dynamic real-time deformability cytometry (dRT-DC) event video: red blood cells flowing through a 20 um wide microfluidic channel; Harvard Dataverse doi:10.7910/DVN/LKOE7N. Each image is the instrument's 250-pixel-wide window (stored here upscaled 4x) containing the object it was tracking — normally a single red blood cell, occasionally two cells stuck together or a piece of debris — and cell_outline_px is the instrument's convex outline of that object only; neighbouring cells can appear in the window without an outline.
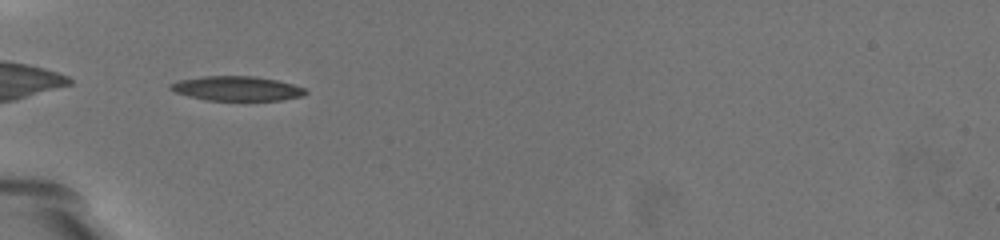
{"species": "common noctule bat (a hibernating species)", "species_latin": "Nyctalus noctula", "temperature_condition": "warm", "stored_images_in_passage": 42, "camera_frame_rate_fps": 3000, "um_per_image_px": 0.085, "animal": {"sex": "female", "body_mass_g": 19.5, "forearm_length_mm": 54.1}, "frame": {"image": 1, "passage_image": 1, "time_ms": 0.0, "image_size_px": [1000, 240], "cell_outline_px": [[308, 92], [300, 96], [280, 100], [208, 100], [188, 96], [176, 92], [168, 88], [168, 84], [180, 80], [204, 76], [252, 76], [276, 80], [292, 84], [304, 88]], "centroid_in_image_um": [20.09, 7.52], "position_along_channel_um": 64.9, "area_um2": 19.07}}
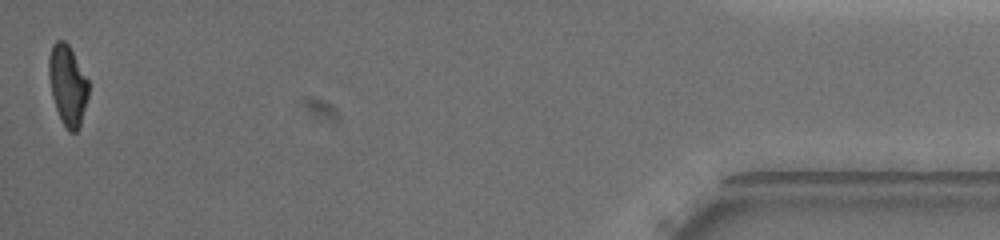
{"frame": {"image": 2, "passage_image": 42, "time_ms": 13.667, "image_size_px": [1000, 240], "cell_outline_px": [[88, 96], [80, 128], [76, 132], [68, 132], [60, 120], [52, 96], [48, 72], [48, 60], [52, 44], [56, 40], [64, 40], [68, 44], [88, 80]], "centroid_in_image_um": [5.74, 7.27], "position_along_channel_um": 429.5, "area_um2": 18.61}, "authors_computed_cell_mechanics": {"area_um2": 20.0277, "velocity_mm_per_s": 3.2894, "shape_relaxation_time_tau1_ms": 7.5119, "shape_relaxation_time_tau2_ms": 2.9283, "deformation_change_tau1": 0.2185, "deformation_change_tau2": 0.0917}}